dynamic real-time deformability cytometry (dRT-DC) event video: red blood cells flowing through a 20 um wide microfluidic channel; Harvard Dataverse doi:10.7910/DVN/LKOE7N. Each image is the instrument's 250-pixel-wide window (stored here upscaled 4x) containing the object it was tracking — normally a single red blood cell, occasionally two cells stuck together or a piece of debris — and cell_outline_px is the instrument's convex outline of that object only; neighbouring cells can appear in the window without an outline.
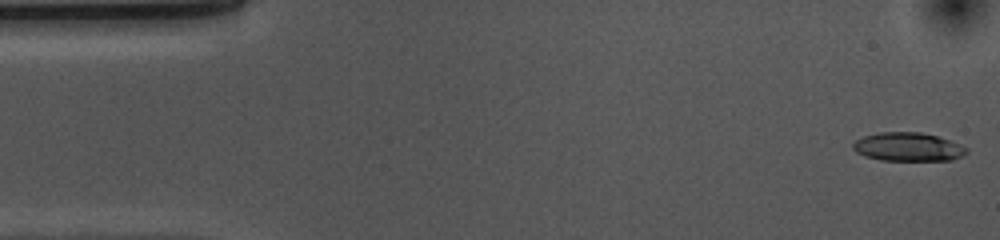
{"species": "common noctule bat (a hibernating species)", "species_latin": "Nyctalus noctula", "temperature_condition": "cold", "stored_images_in_passage": 53, "camera_frame_rate_fps": 3000, "um_per_image_px": 0.085, "animal": {"sex": "female", "body_mass_g": 10.0, "forearm_length_mm": 53.1}, "frame": {"image": 1, "passage_image": 1, "time_ms": 0.0, "image_size_px": [1000, 240], "cell_outline_px": [[968, 152], [964, 156], [952, 160], [880, 160], [864, 156], [856, 152], [852, 148], [852, 144], [856, 140], [864, 136], [880, 132], [920, 132], [936, 136], [960, 144], [968, 148]], "centroid_in_image_um": [77.19, 12.49], "position_along_channel_um": 7.8, "area_um2": 18.96}}
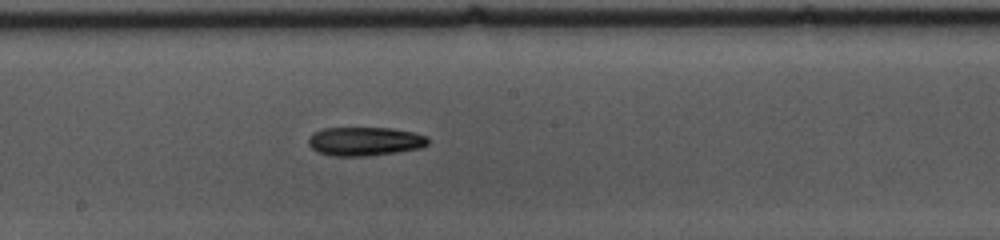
{"frame": {"image": 2, "passage_image": 27, "time_ms": 8.667, "image_size_px": [1000, 240], "cell_outline_px": [[428, 144], [420, 148], [396, 152], [368, 156], [332, 156], [320, 152], [312, 148], [308, 144], [308, 136], [312, 132], [320, 128], [392, 128], [412, 132], [428, 136]], "centroid_in_image_um": [30.98, 12.0], "position_along_channel_um": 217.2, "area_um2": 20.17}}
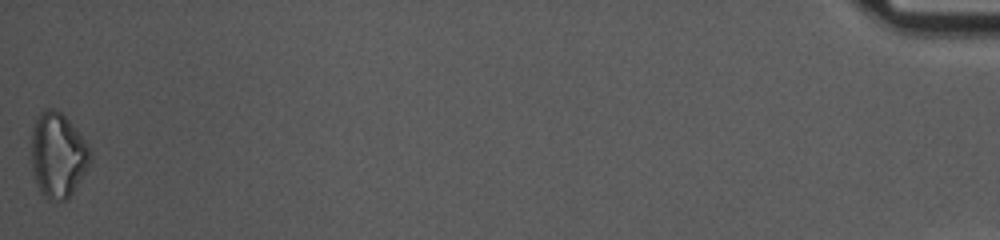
{"frame": {"image": 3, "passage_image": 53, "time_ms": 17.333, "image_size_px": [1000, 240], "cell_outline_px": [[92, 160], [68, 200], [48, 200], [40, 192], [32, 168], [32, 128], [36, 116], [40, 112], [48, 108], [52, 108], [60, 112], [68, 120], [88, 144], [92, 156]], "centroid_in_image_um": [4.92, 13.19], "position_along_channel_um": 430.3, "area_um2": 29.07}, "authors_computed_cell_mechanics": {"area_um2": 19.8254, "velocity_mm_per_s": 3.6605, "shape_relaxation_time_tau1_ms": 4.8848, "shape_relaxation_time_tau2_ms": null, "deformation_change_tau1": 0.1397, "deformation_change_tau2": null}}